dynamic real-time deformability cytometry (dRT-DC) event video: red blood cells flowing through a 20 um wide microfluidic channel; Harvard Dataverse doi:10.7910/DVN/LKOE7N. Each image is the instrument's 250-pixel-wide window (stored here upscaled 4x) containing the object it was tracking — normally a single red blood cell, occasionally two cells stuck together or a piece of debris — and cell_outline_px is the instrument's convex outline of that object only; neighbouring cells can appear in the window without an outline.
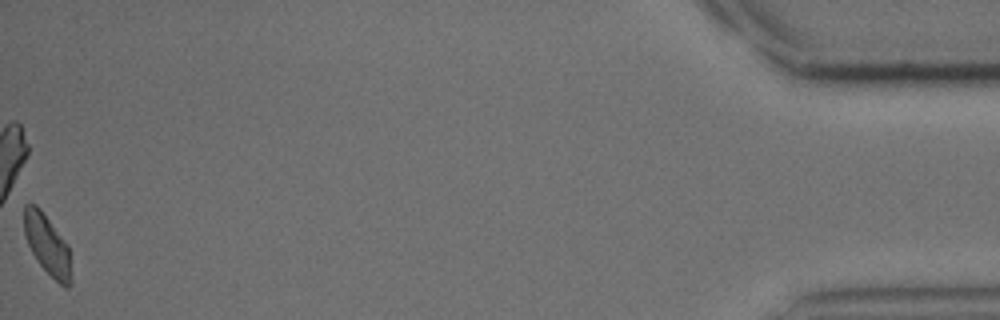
{"species": "common noctule bat (a hibernating species)", "species_latin": "Nyctalus noctula", "temperature_condition": "cold", "stored_images_in_passage": 48, "camera_frame_rate_fps": 3000, "um_per_image_px": 0.085, "animal": {"sex": "male", "body_mass_g": 15.6}, "frame": {"image": 1, "passage_image": 48, "time_ms": 15.667, "image_size_px": [1000, 320], "cell_outline_px": [[72, 284], [68, 288], [64, 288], [36, 260], [28, 244], [24, 232], [24, 204], [36, 204], [40, 208], [68, 244], [72, 276]], "centroid_in_image_um": [4.04, 20.82], "position_along_channel_um": 431.2, "area_um2": 16.59}}